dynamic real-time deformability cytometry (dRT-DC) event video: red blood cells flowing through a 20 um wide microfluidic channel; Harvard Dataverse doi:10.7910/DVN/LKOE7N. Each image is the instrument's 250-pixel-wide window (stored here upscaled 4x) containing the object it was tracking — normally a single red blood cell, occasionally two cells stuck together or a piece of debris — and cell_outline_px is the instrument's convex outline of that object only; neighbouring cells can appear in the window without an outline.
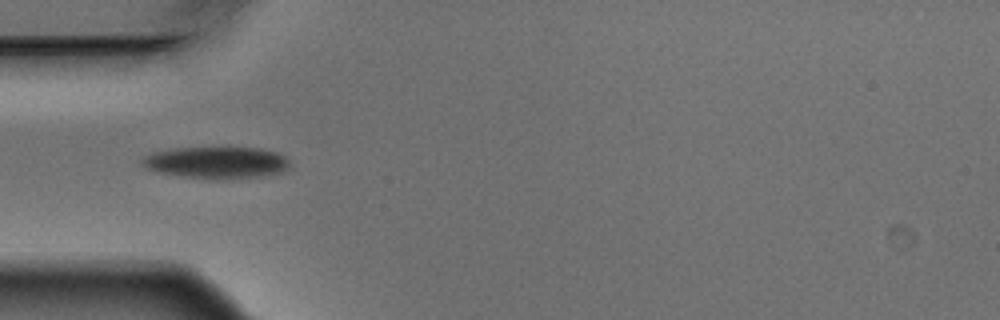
{"species": "Egyptian fruit bat (a non-hibernating species)", "species_latin": "Rousettus aegyptiacus", "temperature_condition": "warm", "stored_images_in_passage": 9, "camera_frame_rate_fps": 3000, "um_per_image_px": 0.085, "animal": {"sex": "male"}, "frame": {"image": 1, "passage_image": 4, "time_ms": 1.0, "image_size_px": [1000, 320], "cell_outline_px": [[288, 168], [280, 172], [256, 176], [212, 180], [184, 176], [160, 172], [148, 168], [140, 164], [140, 160], [144, 156], [152, 152], [176, 148], [228, 144], [260, 148], [276, 152], [284, 156], [288, 160]], "centroid_in_image_um": [18.38, 13.75], "position_along_channel_um": 66.6, "area_um2": 28.21}}
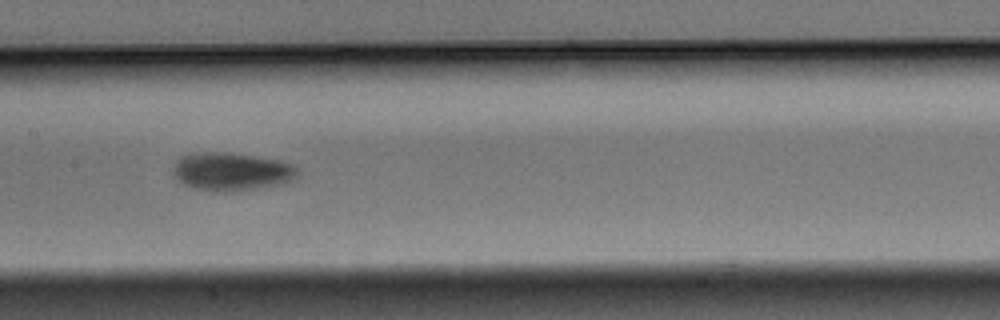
{"frame": {"image": 2, "passage_image": 7, "time_ms": 2.0, "image_size_px": [1000, 320], "cell_outline_px": [[296, 176], [288, 180], [276, 184], [256, 188], [224, 192], [216, 192], [192, 188], [184, 184], [172, 176], [172, 168], [176, 160], [180, 156], [208, 152], [228, 152], [280, 160], [292, 164], [296, 168]], "centroid_in_image_um": [19.58, 14.58], "position_along_channel_um": 187.8, "area_um2": 27.4}}
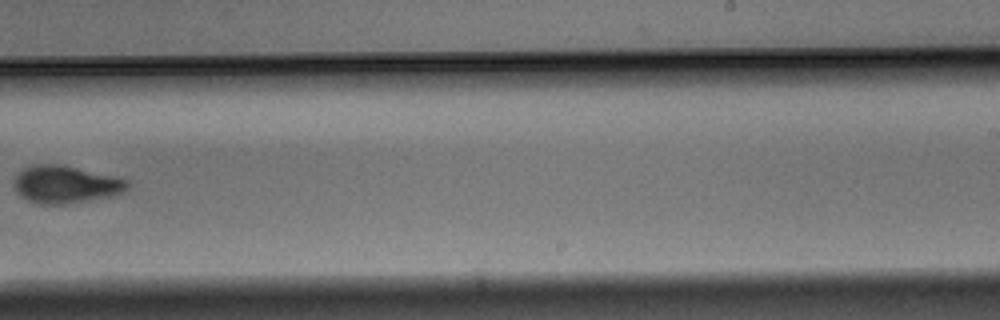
{"frame": {"image": 3, "passage_image": 9, "time_ms": 2.667, "image_size_px": [1000, 320], "cell_outline_px": [[132, 188], [128, 192], [116, 196], [64, 204], [40, 204], [28, 200], [16, 188], [16, 176], [24, 168], [36, 164], [56, 164], [116, 176], [128, 180]], "centroid_in_image_um": [5.73, 15.69], "position_along_channel_um": 283.3, "area_um2": 24.68}}